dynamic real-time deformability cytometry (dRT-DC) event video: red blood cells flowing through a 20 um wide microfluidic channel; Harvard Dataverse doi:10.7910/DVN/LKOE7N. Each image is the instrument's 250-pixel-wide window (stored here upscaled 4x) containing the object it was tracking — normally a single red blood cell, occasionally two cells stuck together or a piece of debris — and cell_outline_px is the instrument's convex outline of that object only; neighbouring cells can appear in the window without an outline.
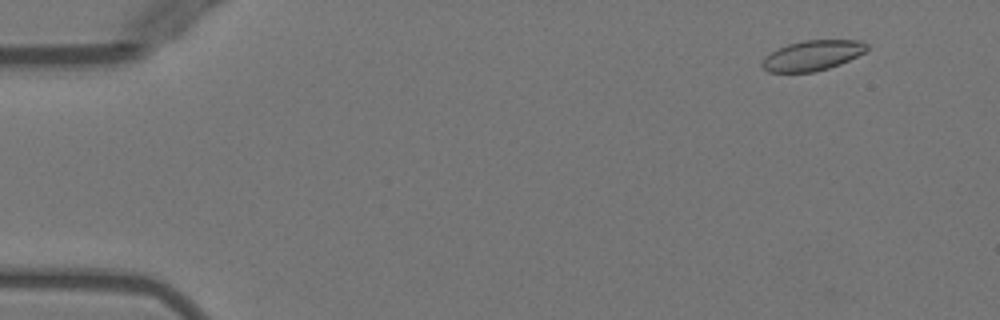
{"species": "Egyptian fruit bat (a non-hibernating species)", "species_latin": "Rousettus aegyptiacus", "temperature_condition": "warm", "stored_images_in_passage": 52, "camera_frame_rate_fps": 3000, "um_per_image_px": 0.085, "animal": {"sex": "female"}, "frame": {"image": 1, "passage_image": 5, "time_ms": 1.333, "image_size_px": [1000, 320], "cell_outline_px": [[868, 48], [864, 52], [840, 64], [828, 68], [812, 72], [768, 72], [760, 64], [776, 48], [788, 44], [804, 40], [860, 40], [868, 44]], "centroid_in_image_um": [69.06, 4.7], "position_along_channel_um": 15.9, "area_um2": 18.21}}
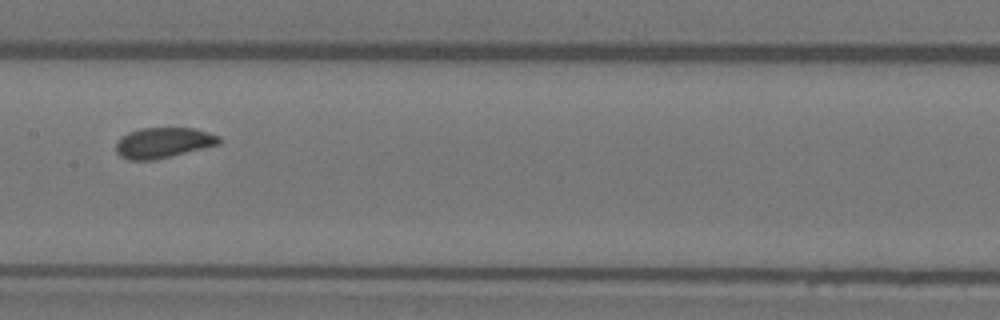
{"frame": {"image": 2, "passage_image": 27, "time_ms": 8.667, "image_size_px": [1000, 320], "cell_outline_px": [[220, 144], [156, 160], [128, 160], [120, 156], [116, 152], [116, 144], [120, 136], [128, 132], [140, 128], [196, 128], [220, 136]], "centroid_in_image_um": [13.86, 12.13], "position_along_channel_um": 193.5, "area_um2": 18.5}}
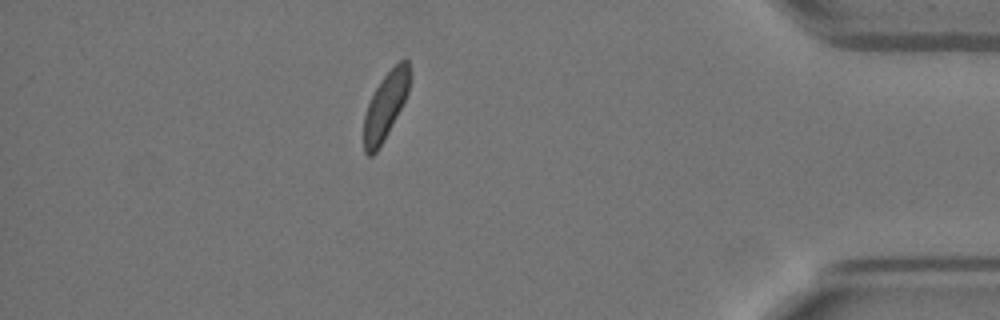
{"frame": {"image": 3, "passage_image": 46, "time_ms": 15.0, "image_size_px": [1000, 320], "cell_outline_px": [[408, 92], [384, 140], [376, 152], [372, 156], [368, 156], [364, 152], [364, 116], [368, 104], [380, 80], [400, 60], [408, 60]], "centroid_in_image_um": [32.72, 9.04], "position_along_channel_um": 402.5, "area_um2": 17.22}, "authors_computed_cell_mechanics": {"area_um2": 18.6694, "velocity_mm_per_s": 3.9496, "shape_relaxation_time_tau1_ms": 3.8874, "shape_relaxation_time_tau2_ms": 0.5762, "deformation_change_tau1": 0.0903, "deformation_change_tau2": 0.0657}}